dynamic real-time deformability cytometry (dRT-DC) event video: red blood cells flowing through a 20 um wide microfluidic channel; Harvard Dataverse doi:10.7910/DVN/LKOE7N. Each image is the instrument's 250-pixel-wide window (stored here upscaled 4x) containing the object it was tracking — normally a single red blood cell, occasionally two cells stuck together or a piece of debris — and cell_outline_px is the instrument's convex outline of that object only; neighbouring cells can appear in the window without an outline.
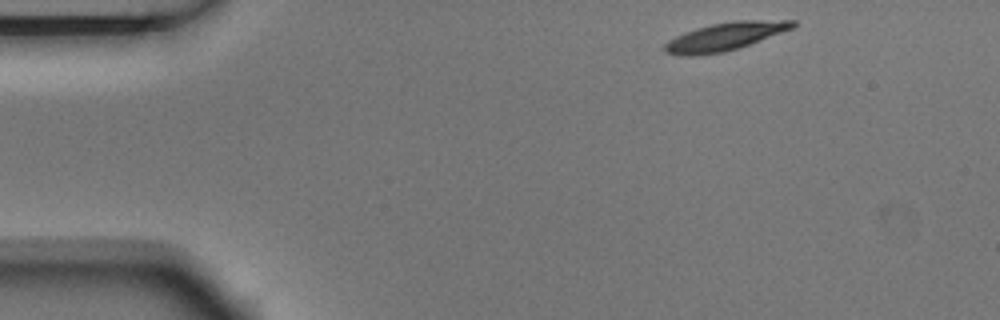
{"species": "Egyptian fruit bat (a non-hibernating species)", "species_latin": "Rousettus aegyptiacus", "temperature_condition": "room temperature", "stored_images_in_passage": 4, "camera_frame_rate_fps": 3000, "um_per_image_px": 0.085, "animal": {"sex": "male"}, "frame": {"image": 1, "passage_image": 1, "time_ms": 0.0, "image_size_px": [1000, 320], "cell_outline_px": [[796, 24], [792, 28], [748, 44], [724, 52], [692, 56], [688, 56], [664, 52], [664, 44], [668, 40], [684, 32], [696, 28], [712, 24], [736, 20], [796, 20]], "centroid_in_image_um": [61.58, 3.1], "position_along_channel_um": 23.4, "area_um2": 20.52}}
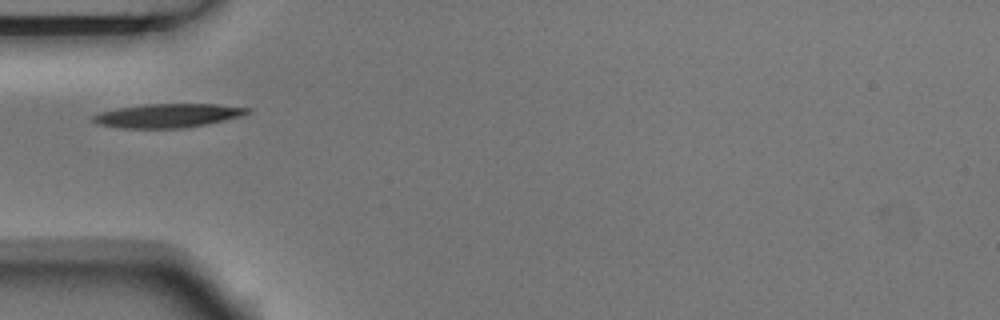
{"frame": {"image": 2, "passage_image": 4, "time_ms": 1.0, "image_size_px": [1000, 320], "cell_outline_px": [[252, 112], [240, 116], [208, 124], [184, 128], [120, 128], [100, 124], [92, 120], [92, 116], [100, 112], [116, 108], [144, 104], [216, 104], [252, 108]], "centroid_in_image_um": [14.29, 9.82], "position_along_channel_um": 70.7, "area_um2": 21.5}}